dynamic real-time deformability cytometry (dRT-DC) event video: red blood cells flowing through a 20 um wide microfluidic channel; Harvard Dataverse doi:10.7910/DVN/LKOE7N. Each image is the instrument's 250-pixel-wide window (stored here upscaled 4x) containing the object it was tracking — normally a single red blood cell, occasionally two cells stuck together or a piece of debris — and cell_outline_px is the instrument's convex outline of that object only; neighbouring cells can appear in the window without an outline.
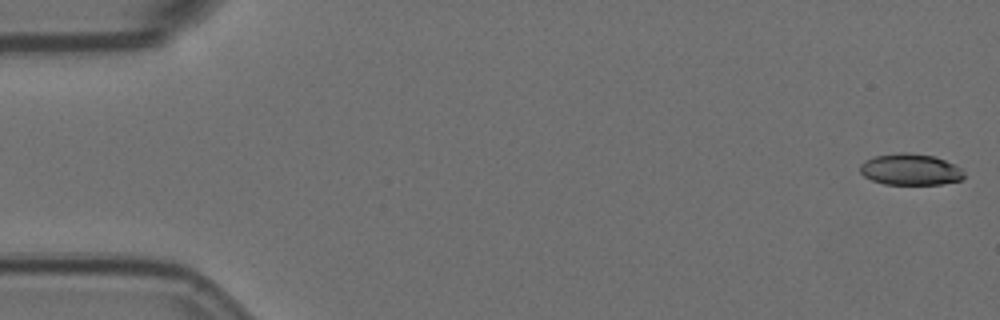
{"species": "Egyptian fruit bat (a non-hibernating species)", "species_latin": "Rousettus aegyptiacus", "temperature_condition": "room temperature", "stored_images_in_passage": 57, "camera_frame_rate_fps": 3000, "um_per_image_px": 0.085, "animal": {"sex": "female"}, "frame": {"image": 1, "passage_image": 1, "time_ms": 0.0, "image_size_px": [1000, 320], "cell_outline_px": [[964, 176], [960, 180], [940, 184], [884, 184], [872, 180], [864, 176], [860, 172], [860, 164], [864, 160], [872, 156], [896, 152], [904, 152], [932, 156], [944, 160], [960, 168], [964, 172]], "centroid_in_image_um": [77.32, 14.4], "position_along_channel_um": 7.7, "area_um2": 18.96}}
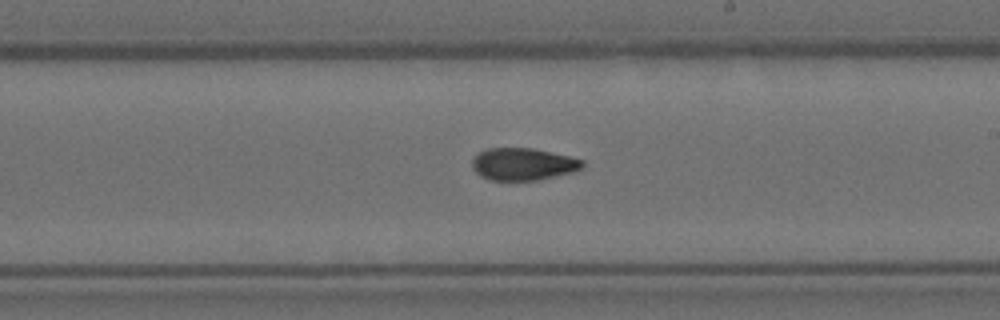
{"frame": {"image": 2, "passage_image": 33, "time_ms": 10.667, "image_size_px": [1000, 320], "cell_outline_px": [[584, 164], [580, 168], [572, 172], [556, 176], [536, 180], [488, 180], [480, 176], [472, 168], [472, 160], [480, 152], [488, 148], [532, 148], [568, 156], [584, 160]], "centroid_in_image_um": [44.44, 13.95], "position_along_channel_um": 244.6, "area_um2": 20.58}}
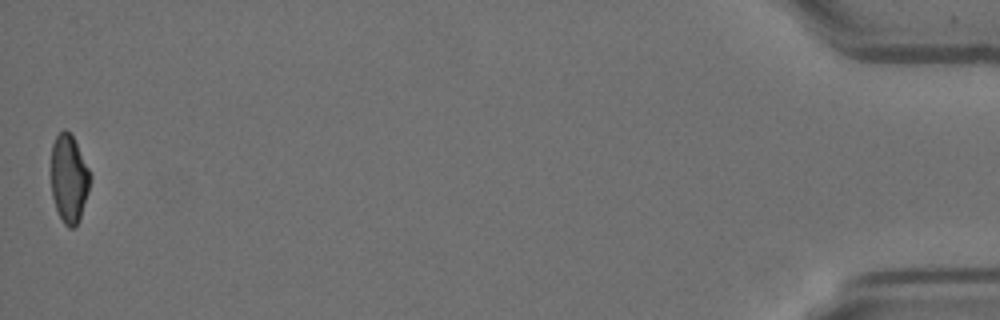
{"frame": {"image": 3, "passage_image": 57, "time_ms": 18.667, "image_size_px": [1000, 320], "cell_outline_px": [[92, 176], [88, 192], [80, 220], [72, 228], [68, 228], [64, 224], [56, 208], [52, 196], [52, 144], [56, 136], [64, 128], [72, 136]], "centroid_in_image_um": [5.87, 15.21], "position_along_channel_um": 429.3, "area_um2": 19.77}, "authors_computed_cell_mechanics": {"area_um2": 20.9236, "velocity_mm_per_s": 3.5246, "shape_relaxation_time_tau1_ms": null, "shape_relaxation_time_tau2_ms": 4.3004, "deformation_change_tau1": null, "deformation_change_tau2": 0.101}}